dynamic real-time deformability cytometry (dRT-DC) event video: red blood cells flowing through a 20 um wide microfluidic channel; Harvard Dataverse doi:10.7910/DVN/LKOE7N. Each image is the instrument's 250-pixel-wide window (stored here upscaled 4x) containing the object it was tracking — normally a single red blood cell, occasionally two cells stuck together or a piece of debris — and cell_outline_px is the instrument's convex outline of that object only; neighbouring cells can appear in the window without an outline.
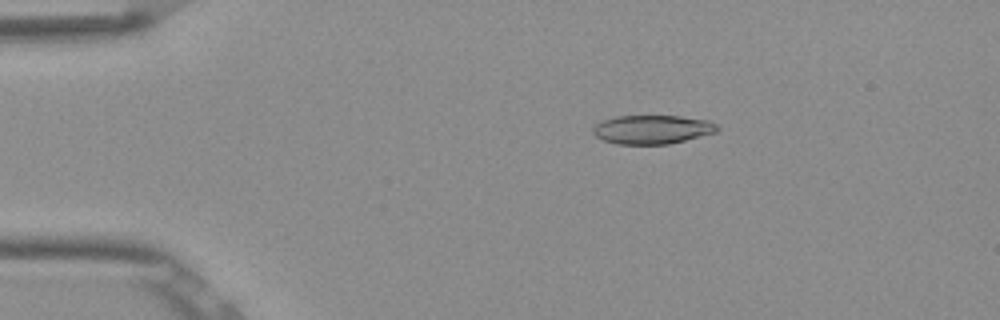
{"species": "Egyptian fruit bat (a non-hibernating species)", "species_latin": "Rousettus aegyptiacus", "temperature_condition": "room temperature", "stored_images_in_passage": 45, "camera_frame_rate_fps": 3000, "um_per_image_px": 0.085, "frame": {"image": 1, "passage_image": 2, "time_ms": 0.333, "image_size_px": [1000, 320], "cell_outline_px": [[720, 128], [716, 132], [668, 144], [616, 144], [604, 140], [596, 136], [592, 132], [592, 128], [596, 124], [604, 120], [616, 116], [680, 116], [708, 120], [716, 124]], "centroid_in_image_um": [55.43, 11.0], "position_along_channel_um": 29.6, "area_um2": 20.75}}
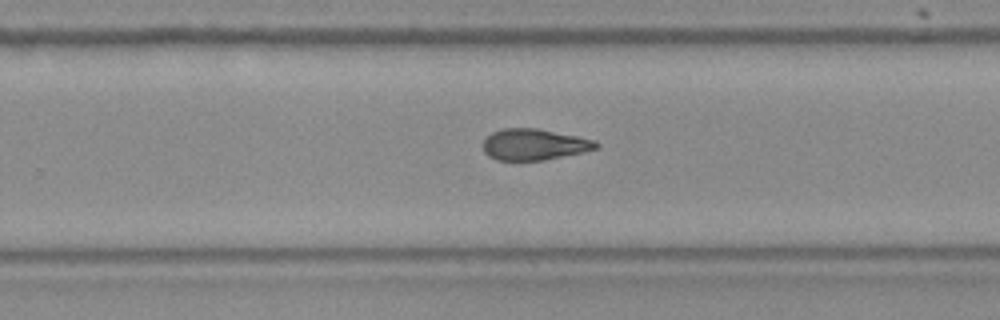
{"frame": {"image": 2, "passage_image": 26, "time_ms": 8.333, "image_size_px": [1000, 320], "cell_outline_px": [[600, 148], [584, 152], [544, 160], [496, 160], [488, 156], [484, 152], [484, 140], [492, 132], [504, 128], [536, 128], [596, 140], [600, 144]], "centroid_in_image_um": [45.43, 12.28], "position_along_channel_um": 284.4, "area_um2": 20.58}}
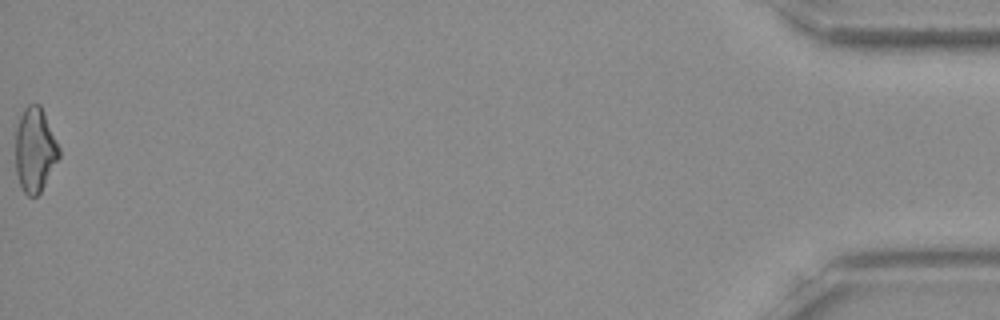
{"frame": {"image": 3, "passage_image": 45, "time_ms": 14.667, "image_size_px": [1000, 320], "cell_outline_px": [[60, 156], [40, 192], [36, 196], [28, 196], [24, 192], [20, 184], [16, 172], [16, 128], [20, 116], [24, 108], [28, 104], [40, 104], [44, 112], [60, 148]], "centroid_in_image_um": [2.97, 12.72], "position_along_channel_um": 432.2, "area_um2": 21.27}, "authors_computed_cell_mechanics": {"area_um2": 21.2126, "velocity_mm_per_s": 3.9018, "shape_relaxation_time_tau1_ms": null, "shape_relaxation_time_tau2_ms": 4.4604, "deformation_change_tau1": null, "deformation_change_tau2": 0.124}}